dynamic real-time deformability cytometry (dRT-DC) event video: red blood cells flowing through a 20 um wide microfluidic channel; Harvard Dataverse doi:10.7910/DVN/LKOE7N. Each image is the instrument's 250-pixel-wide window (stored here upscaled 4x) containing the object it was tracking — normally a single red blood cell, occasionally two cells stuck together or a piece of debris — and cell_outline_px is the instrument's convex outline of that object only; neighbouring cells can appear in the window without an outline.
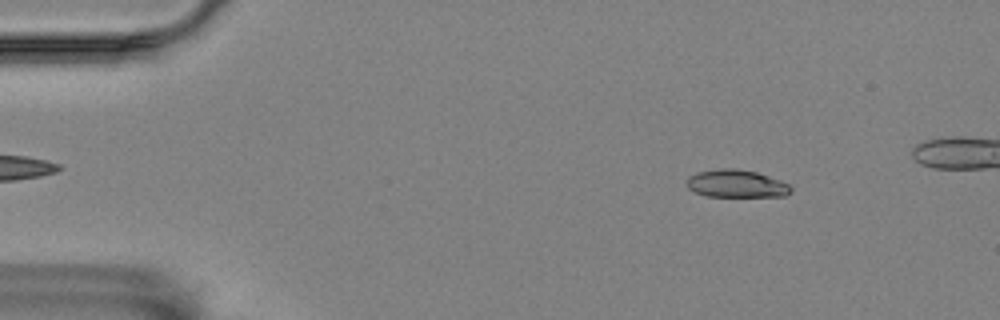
{"species": "Egyptian fruit bat (a non-hibernating species)", "species_latin": "Rousettus aegyptiacus", "temperature_condition": "room temperature", "stored_images_in_passage": 51, "camera_frame_rate_fps": 3000, "um_per_image_px": 0.085, "animal": {"sex": "female"}, "frame": {"image": 1, "passage_image": 7, "time_ms": 2.0, "image_size_px": [1000, 320], "cell_outline_px": [[792, 192], [784, 196], [708, 196], [696, 192], [688, 188], [688, 176], [696, 172], [720, 168], [736, 168], [756, 172], [780, 180], [788, 184], [792, 188]], "centroid_in_image_um": [62.6, 15.6], "position_along_channel_um": 22.4, "area_um2": 16.7}}
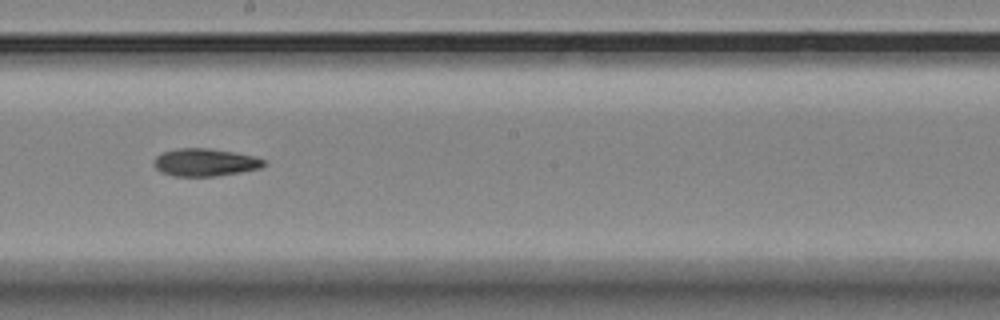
{"frame": {"image": 2, "passage_image": 31, "time_ms": 10.0, "image_size_px": [1000, 320], "cell_outline_px": [[264, 164], [260, 168], [240, 172], [212, 176], [172, 176], [160, 172], [152, 164], [156, 156], [160, 152], [176, 148], [208, 148], [232, 152], [252, 156], [264, 160]], "centroid_in_image_um": [17.33, 13.8], "position_along_channel_um": 230.9, "area_um2": 17.63}}
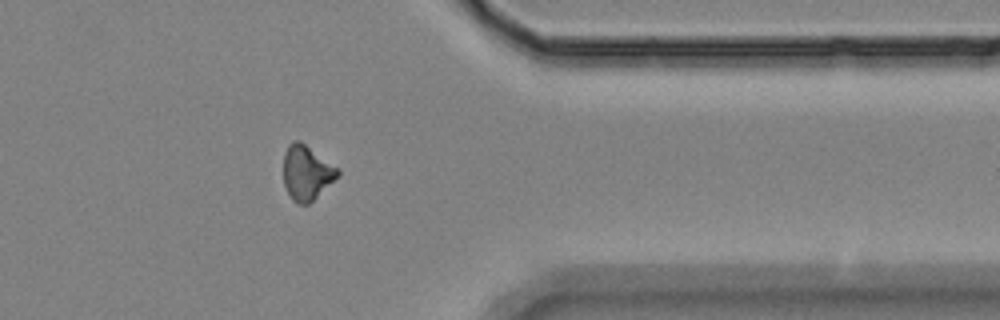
{"frame": {"image": 3, "passage_image": 45, "time_ms": 14.667, "image_size_px": [1000, 320], "cell_outline_px": [[340, 176], [308, 204], [296, 204], [292, 200], [284, 184], [284, 152], [288, 144], [292, 140], [300, 140], [340, 168]], "centroid_in_image_um": [26.09, 14.66], "position_along_channel_um": 385.3, "area_um2": 17.57}}